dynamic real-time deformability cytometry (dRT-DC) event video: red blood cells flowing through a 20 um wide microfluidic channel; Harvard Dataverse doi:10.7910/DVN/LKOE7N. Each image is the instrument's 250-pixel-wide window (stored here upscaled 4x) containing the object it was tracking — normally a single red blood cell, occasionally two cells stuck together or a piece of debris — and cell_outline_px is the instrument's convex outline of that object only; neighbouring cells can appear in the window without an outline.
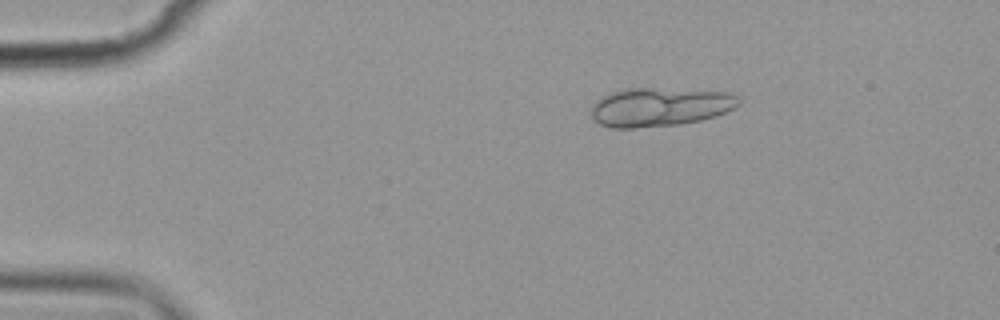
{"species": "common noctule bat (a hibernating species)", "species_latin": "Nyctalus noctula", "temperature_condition": "cold", "stored_images_in_passage": 3, "camera_frame_rate_fps": 3000, "um_per_image_px": 0.085, "animal": {"sex": "female", "body_mass_g": 19.9}, "frame": {"image": 1, "passage_image": 1, "time_ms": 0.0, "image_size_px": [1000, 320], "cell_outline_px": [[740, 104], [736, 108], [716, 116], [700, 120], [680, 124], [632, 128], [608, 128], [600, 124], [592, 116], [592, 104], [600, 96], [608, 92], [624, 88], [652, 88], [728, 92], [736, 96], [740, 100]], "centroid_in_image_um": [56.06, 9.09], "position_along_channel_um": 28.9, "area_um2": 33.52}}